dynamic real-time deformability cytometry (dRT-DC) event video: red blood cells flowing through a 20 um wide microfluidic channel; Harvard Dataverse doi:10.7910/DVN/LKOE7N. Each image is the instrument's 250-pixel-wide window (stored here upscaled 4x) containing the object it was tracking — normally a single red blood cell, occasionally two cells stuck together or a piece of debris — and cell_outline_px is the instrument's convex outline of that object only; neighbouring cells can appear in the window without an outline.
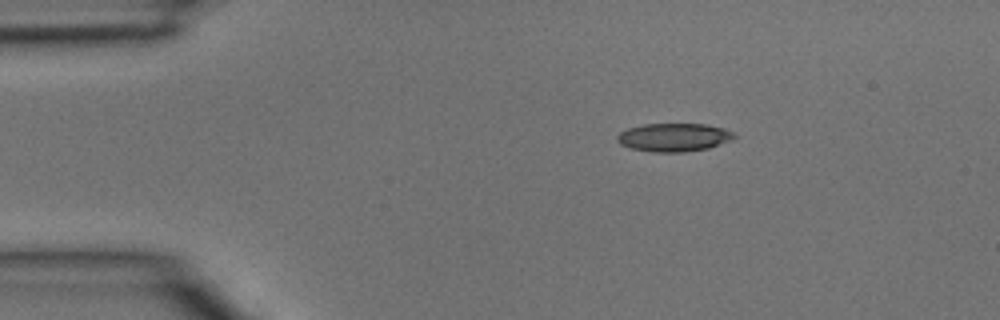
{"species": "common noctule bat (a hibernating species)", "species_latin": "Nyctalus noctula", "temperature_condition": "room temperature", "stored_images_in_passage": 2, "camera_frame_rate_fps": 3000, "um_per_image_px": 0.085, "animal": {"sex": "male", "body_mass_g": 15.6}, "frame": {"image": 1, "passage_image": 1, "time_ms": 0.0, "image_size_px": [1000, 320], "cell_outline_px": [[736, 136], [732, 140], [708, 148], [684, 152], [652, 152], [632, 148], [620, 144], [616, 140], [616, 136], [620, 132], [628, 128], [644, 124], [704, 124], [724, 128], [736, 132]], "centroid_in_image_um": [57.3, 11.67], "position_along_channel_um": 27.7, "area_um2": 19.36}}